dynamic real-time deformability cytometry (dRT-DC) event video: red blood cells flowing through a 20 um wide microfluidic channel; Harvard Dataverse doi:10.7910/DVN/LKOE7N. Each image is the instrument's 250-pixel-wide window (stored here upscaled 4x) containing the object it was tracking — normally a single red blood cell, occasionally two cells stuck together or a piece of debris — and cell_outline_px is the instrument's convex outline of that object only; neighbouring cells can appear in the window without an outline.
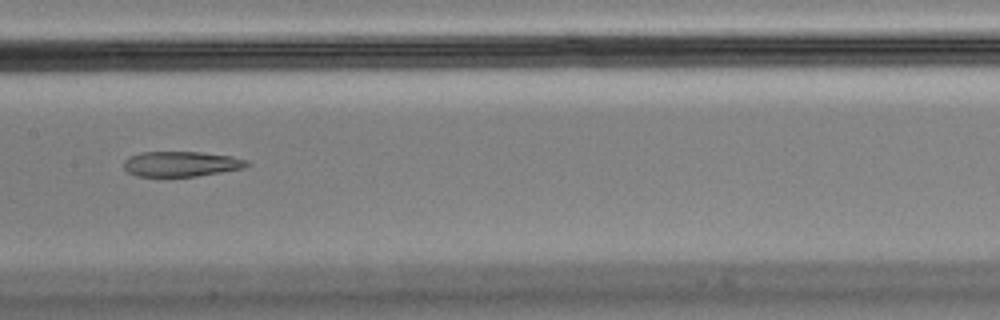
{"species": "Egyptian fruit bat (a non-hibernating species)", "species_latin": "Rousettus aegyptiacus", "temperature_condition": "cold", "stored_images_in_passage": 14, "camera_frame_rate_fps": 3000, "um_per_image_px": 0.085, "animal": {"sex": "male"}, "frame": {"image": 1, "passage_image": 7, "time_ms": 2.0, "image_size_px": [1000, 320], "cell_outline_px": [[252, 164], [244, 168], [196, 176], [136, 176], [128, 172], [124, 168], [124, 160], [128, 156], [140, 152], [200, 152], [232, 156], [248, 160]], "centroid_in_image_um": [15.41, 13.92], "position_along_channel_um": 192.0, "area_um2": 18.15}}
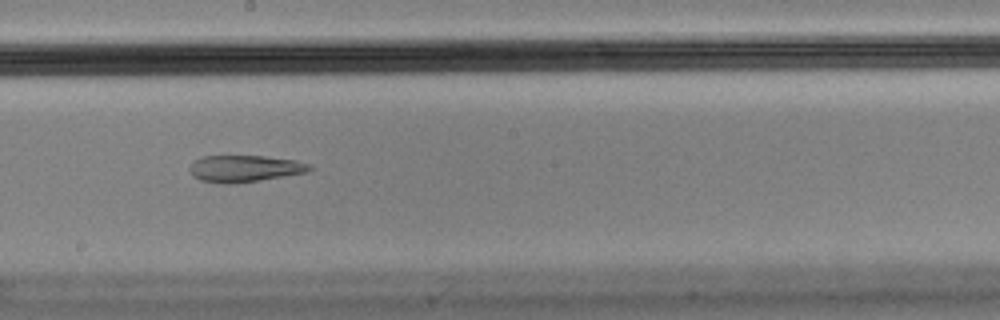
{"frame": {"image": 2, "passage_image": 8, "time_ms": 2.333, "image_size_px": [1000, 320], "cell_outline_px": [[312, 168], [304, 172], [260, 180], [232, 184], [228, 184], [200, 180], [192, 176], [188, 168], [196, 160], [204, 156], [264, 156], [296, 160], [308, 164]], "centroid_in_image_um": [20.74, 14.33], "position_along_channel_um": 227.5, "area_um2": 18.38}}